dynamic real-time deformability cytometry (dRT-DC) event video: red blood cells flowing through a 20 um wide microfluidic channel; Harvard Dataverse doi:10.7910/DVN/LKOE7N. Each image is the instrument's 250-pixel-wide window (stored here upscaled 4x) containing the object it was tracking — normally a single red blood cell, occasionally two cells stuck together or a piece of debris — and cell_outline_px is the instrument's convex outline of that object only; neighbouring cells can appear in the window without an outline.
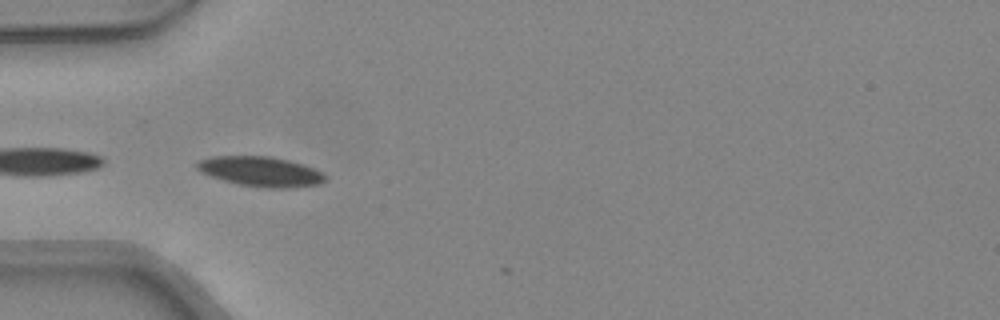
{"species": "common noctule bat (a hibernating species)", "species_latin": "Nyctalus noctula", "temperature_condition": "warm", "stored_images_in_passage": 4, "camera_frame_rate_fps": 3000, "um_per_image_px": 0.085, "animal": {"sex": "female", "body_mass_g": 24.6, "forearm_length_mm": 56.2}, "frame": {"image": 1, "passage_image": 1, "time_ms": 0.0, "image_size_px": [1000, 320], "cell_outline_px": [[328, 176], [320, 184], [288, 188], [264, 188], [240, 184], [224, 180], [200, 172], [196, 168], [196, 164], [200, 160], [212, 156], [272, 156], [288, 160], [324, 172]], "centroid_in_image_um": [22.17, 14.58], "position_along_channel_um": 62.8, "area_um2": 22.25}}